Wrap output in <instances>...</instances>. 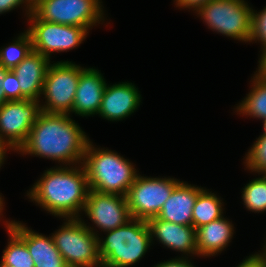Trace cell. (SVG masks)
Here are the masks:
<instances>
[{
    "instance_id": "obj_1",
    "label": "cell",
    "mask_w": 266,
    "mask_h": 267,
    "mask_svg": "<svg viewBox=\"0 0 266 267\" xmlns=\"http://www.w3.org/2000/svg\"><path fill=\"white\" fill-rule=\"evenodd\" d=\"M84 133L68 114L42 111L18 150L68 164L83 163L89 142Z\"/></svg>"
},
{
    "instance_id": "obj_2",
    "label": "cell",
    "mask_w": 266,
    "mask_h": 267,
    "mask_svg": "<svg viewBox=\"0 0 266 267\" xmlns=\"http://www.w3.org/2000/svg\"><path fill=\"white\" fill-rule=\"evenodd\" d=\"M81 169H48L28 193L46 211L63 218H78L84 209L89 184L84 166Z\"/></svg>"
},
{
    "instance_id": "obj_3",
    "label": "cell",
    "mask_w": 266,
    "mask_h": 267,
    "mask_svg": "<svg viewBox=\"0 0 266 267\" xmlns=\"http://www.w3.org/2000/svg\"><path fill=\"white\" fill-rule=\"evenodd\" d=\"M82 164L87 174L89 189L101 193L126 196L138 176L129 161L107 149L96 150L90 141Z\"/></svg>"
},
{
    "instance_id": "obj_4",
    "label": "cell",
    "mask_w": 266,
    "mask_h": 267,
    "mask_svg": "<svg viewBox=\"0 0 266 267\" xmlns=\"http://www.w3.org/2000/svg\"><path fill=\"white\" fill-rule=\"evenodd\" d=\"M147 221L131 219L127 224L108 231L102 242L98 240L102 267H128L147 252L152 241Z\"/></svg>"
},
{
    "instance_id": "obj_5",
    "label": "cell",
    "mask_w": 266,
    "mask_h": 267,
    "mask_svg": "<svg viewBox=\"0 0 266 267\" xmlns=\"http://www.w3.org/2000/svg\"><path fill=\"white\" fill-rule=\"evenodd\" d=\"M68 219L65 225L52 235L54 244L68 267H102L98 235L81 219Z\"/></svg>"
},
{
    "instance_id": "obj_6",
    "label": "cell",
    "mask_w": 266,
    "mask_h": 267,
    "mask_svg": "<svg viewBox=\"0 0 266 267\" xmlns=\"http://www.w3.org/2000/svg\"><path fill=\"white\" fill-rule=\"evenodd\" d=\"M197 12L211 29L237 40L249 41L252 9L244 0H210Z\"/></svg>"
},
{
    "instance_id": "obj_7",
    "label": "cell",
    "mask_w": 266,
    "mask_h": 267,
    "mask_svg": "<svg viewBox=\"0 0 266 267\" xmlns=\"http://www.w3.org/2000/svg\"><path fill=\"white\" fill-rule=\"evenodd\" d=\"M84 69L69 61L49 65L42 90L47 99L46 105L41 106L43 112L70 114L80 73Z\"/></svg>"
},
{
    "instance_id": "obj_8",
    "label": "cell",
    "mask_w": 266,
    "mask_h": 267,
    "mask_svg": "<svg viewBox=\"0 0 266 267\" xmlns=\"http://www.w3.org/2000/svg\"><path fill=\"white\" fill-rule=\"evenodd\" d=\"M179 183L174 178H147L138 175L126 195L132 218L148 221L157 217Z\"/></svg>"
},
{
    "instance_id": "obj_9",
    "label": "cell",
    "mask_w": 266,
    "mask_h": 267,
    "mask_svg": "<svg viewBox=\"0 0 266 267\" xmlns=\"http://www.w3.org/2000/svg\"><path fill=\"white\" fill-rule=\"evenodd\" d=\"M99 0H42L33 7L41 20L64 25L80 26L87 30L101 21Z\"/></svg>"
},
{
    "instance_id": "obj_10",
    "label": "cell",
    "mask_w": 266,
    "mask_h": 267,
    "mask_svg": "<svg viewBox=\"0 0 266 267\" xmlns=\"http://www.w3.org/2000/svg\"><path fill=\"white\" fill-rule=\"evenodd\" d=\"M30 17L31 26L27 30L33 51L50 59L51 52L67 51L75 48L85 39L87 29L80 26L46 22L39 19L33 12Z\"/></svg>"
},
{
    "instance_id": "obj_11",
    "label": "cell",
    "mask_w": 266,
    "mask_h": 267,
    "mask_svg": "<svg viewBox=\"0 0 266 267\" xmlns=\"http://www.w3.org/2000/svg\"><path fill=\"white\" fill-rule=\"evenodd\" d=\"M41 112L39 100L24 99L5 102L0 106V140L9 149L17 151L26 141Z\"/></svg>"
},
{
    "instance_id": "obj_12",
    "label": "cell",
    "mask_w": 266,
    "mask_h": 267,
    "mask_svg": "<svg viewBox=\"0 0 266 267\" xmlns=\"http://www.w3.org/2000/svg\"><path fill=\"white\" fill-rule=\"evenodd\" d=\"M85 213L98 228L108 232L127 224L132 218L126 196L89 190Z\"/></svg>"
},
{
    "instance_id": "obj_13",
    "label": "cell",
    "mask_w": 266,
    "mask_h": 267,
    "mask_svg": "<svg viewBox=\"0 0 266 267\" xmlns=\"http://www.w3.org/2000/svg\"><path fill=\"white\" fill-rule=\"evenodd\" d=\"M140 96L132 83L106 85L98 114L110 121L122 120L137 109L141 102Z\"/></svg>"
},
{
    "instance_id": "obj_14",
    "label": "cell",
    "mask_w": 266,
    "mask_h": 267,
    "mask_svg": "<svg viewBox=\"0 0 266 267\" xmlns=\"http://www.w3.org/2000/svg\"><path fill=\"white\" fill-rule=\"evenodd\" d=\"M25 244L34 261V267H68L56 248L53 238L29 230L23 224L11 221L8 226Z\"/></svg>"
},
{
    "instance_id": "obj_15",
    "label": "cell",
    "mask_w": 266,
    "mask_h": 267,
    "mask_svg": "<svg viewBox=\"0 0 266 267\" xmlns=\"http://www.w3.org/2000/svg\"><path fill=\"white\" fill-rule=\"evenodd\" d=\"M49 60L41 53L32 50L18 66L12 69L19 81L21 100H39L47 69L50 65Z\"/></svg>"
},
{
    "instance_id": "obj_16",
    "label": "cell",
    "mask_w": 266,
    "mask_h": 267,
    "mask_svg": "<svg viewBox=\"0 0 266 267\" xmlns=\"http://www.w3.org/2000/svg\"><path fill=\"white\" fill-rule=\"evenodd\" d=\"M105 87L106 82L98 70L93 68L84 69L80 73L71 112L80 116L97 114Z\"/></svg>"
},
{
    "instance_id": "obj_17",
    "label": "cell",
    "mask_w": 266,
    "mask_h": 267,
    "mask_svg": "<svg viewBox=\"0 0 266 267\" xmlns=\"http://www.w3.org/2000/svg\"><path fill=\"white\" fill-rule=\"evenodd\" d=\"M147 223L151 237H157L168 248L197 254L196 229L193 226L175 224L158 217L149 219Z\"/></svg>"
},
{
    "instance_id": "obj_18",
    "label": "cell",
    "mask_w": 266,
    "mask_h": 267,
    "mask_svg": "<svg viewBox=\"0 0 266 267\" xmlns=\"http://www.w3.org/2000/svg\"><path fill=\"white\" fill-rule=\"evenodd\" d=\"M203 188L180 182L164 203L158 218L179 225L193 226V207Z\"/></svg>"
},
{
    "instance_id": "obj_19",
    "label": "cell",
    "mask_w": 266,
    "mask_h": 267,
    "mask_svg": "<svg viewBox=\"0 0 266 267\" xmlns=\"http://www.w3.org/2000/svg\"><path fill=\"white\" fill-rule=\"evenodd\" d=\"M233 231V226L223 216L197 228V255L210 256L222 251L230 242Z\"/></svg>"
},
{
    "instance_id": "obj_20",
    "label": "cell",
    "mask_w": 266,
    "mask_h": 267,
    "mask_svg": "<svg viewBox=\"0 0 266 267\" xmlns=\"http://www.w3.org/2000/svg\"><path fill=\"white\" fill-rule=\"evenodd\" d=\"M222 213L221 200L214 193H209L203 189L198 194L193 207V227L197 229L208 224L222 217Z\"/></svg>"
},
{
    "instance_id": "obj_21",
    "label": "cell",
    "mask_w": 266,
    "mask_h": 267,
    "mask_svg": "<svg viewBox=\"0 0 266 267\" xmlns=\"http://www.w3.org/2000/svg\"><path fill=\"white\" fill-rule=\"evenodd\" d=\"M253 88L237 107V112L257 118H266V81L258 74L253 77Z\"/></svg>"
},
{
    "instance_id": "obj_22",
    "label": "cell",
    "mask_w": 266,
    "mask_h": 267,
    "mask_svg": "<svg viewBox=\"0 0 266 267\" xmlns=\"http://www.w3.org/2000/svg\"><path fill=\"white\" fill-rule=\"evenodd\" d=\"M10 242L3 250L2 262L12 267H34V261L26 247V244L8 227Z\"/></svg>"
},
{
    "instance_id": "obj_23",
    "label": "cell",
    "mask_w": 266,
    "mask_h": 267,
    "mask_svg": "<svg viewBox=\"0 0 266 267\" xmlns=\"http://www.w3.org/2000/svg\"><path fill=\"white\" fill-rule=\"evenodd\" d=\"M33 50L31 37L26 31L6 48L0 50V65L7 69H13L23 61L28 54Z\"/></svg>"
},
{
    "instance_id": "obj_24",
    "label": "cell",
    "mask_w": 266,
    "mask_h": 267,
    "mask_svg": "<svg viewBox=\"0 0 266 267\" xmlns=\"http://www.w3.org/2000/svg\"><path fill=\"white\" fill-rule=\"evenodd\" d=\"M242 199L250 211H266V174L253 179L243 188Z\"/></svg>"
},
{
    "instance_id": "obj_25",
    "label": "cell",
    "mask_w": 266,
    "mask_h": 267,
    "mask_svg": "<svg viewBox=\"0 0 266 267\" xmlns=\"http://www.w3.org/2000/svg\"><path fill=\"white\" fill-rule=\"evenodd\" d=\"M246 166L252 171L266 174V137L260 136L249 150Z\"/></svg>"
},
{
    "instance_id": "obj_26",
    "label": "cell",
    "mask_w": 266,
    "mask_h": 267,
    "mask_svg": "<svg viewBox=\"0 0 266 267\" xmlns=\"http://www.w3.org/2000/svg\"><path fill=\"white\" fill-rule=\"evenodd\" d=\"M259 40L263 45V54H266V8L259 13L252 9L251 36L249 41Z\"/></svg>"
},
{
    "instance_id": "obj_27",
    "label": "cell",
    "mask_w": 266,
    "mask_h": 267,
    "mask_svg": "<svg viewBox=\"0 0 266 267\" xmlns=\"http://www.w3.org/2000/svg\"><path fill=\"white\" fill-rule=\"evenodd\" d=\"M1 89L8 101L21 100V89L15 73L9 69L2 82Z\"/></svg>"
},
{
    "instance_id": "obj_28",
    "label": "cell",
    "mask_w": 266,
    "mask_h": 267,
    "mask_svg": "<svg viewBox=\"0 0 266 267\" xmlns=\"http://www.w3.org/2000/svg\"><path fill=\"white\" fill-rule=\"evenodd\" d=\"M24 2L26 4L28 3L27 15H30L33 12V7L29 4L28 0H0V14L7 11H11L13 8L15 9V7L19 6L20 4H23Z\"/></svg>"
},
{
    "instance_id": "obj_29",
    "label": "cell",
    "mask_w": 266,
    "mask_h": 267,
    "mask_svg": "<svg viewBox=\"0 0 266 267\" xmlns=\"http://www.w3.org/2000/svg\"><path fill=\"white\" fill-rule=\"evenodd\" d=\"M238 267H266V263L261 254H254L245 259Z\"/></svg>"
},
{
    "instance_id": "obj_30",
    "label": "cell",
    "mask_w": 266,
    "mask_h": 267,
    "mask_svg": "<svg viewBox=\"0 0 266 267\" xmlns=\"http://www.w3.org/2000/svg\"><path fill=\"white\" fill-rule=\"evenodd\" d=\"M210 0H176L177 6L182 8H195L194 10H198Z\"/></svg>"
},
{
    "instance_id": "obj_31",
    "label": "cell",
    "mask_w": 266,
    "mask_h": 267,
    "mask_svg": "<svg viewBox=\"0 0 266 267\" xmlns=\"http://www.w3.org/2000/svg\"><path fill=\"white\" fill-rule=\"evenodd\" d=\"M155 267H193L186 259H172L170 261L162 262Z\"/></svg>"
},
{
    "instance_id": "obj_32",
    "label": "cell",
    "mask_w": 266,
    "mask_h": 267,
    "mask_svg": "<svg viewBox=\"0 0 266 267\" xmlns=\"http://www.w3.org/2000/svg\"><path fill=\"white\" fill-rule=\"evenodd\" d=\"M9 69L5 68L4 66L0 65V106L3 105L5 102H7L8 100L6 99L5 95H4V92L3 90L1 89L2 87V82H3V79L6 75V72L8 71Z\"/></svg>"
},
{
    "instance_id": "obj_33",
    "label": "cell",
    "mask_w": 266,
    "mask_h": 267,
    "mask_svg": "<svg viewBox=\"0 0 266 267\" xmlns=\"http://www.w3.org/2000/svg\"><path fill=\"white\" fill-rule=\"evenodd\" d=\"M259 69H258V75L266 81V54H262L260 59Z\"/></svg>"
},
{
    "instance_id": "obj_34",
    "label": "cell",
    "mask_w": 266,
    "mask_h": 267,
    "mask_svg": "<svg viewBox=\"0 0 266 267\" xmlns=\"http://www.w3.org/2000/svg\"><path fill=\"white\" fill-rule=\"evenodd\" d=\"M6 145L0 140V166L4 161L5 153H6Z\"/></svg>"
},
{
    "instance_id": "obj_35",
    "label": "cell",
    "mask_w": 266,
    "mask_h": 267,
    "mask_svg": "<svg viewBox=\"0 0 266 267\" xmlns=\"http://www.w3.org/2000/svg\"><path fill=\"white\" fill-rule=\"evenodd\" d=\"M29 1V4L32 6V7H34V6H36L40 1H42V0H28Z\"/></svg>"
},
{
    "instance_id": "obj_36",
    "label": "cell",
    "mask_w": 266,
    "mask_h": 267,
    "mask_svg": "<svg viewBox=\"0 0 266 267\" xmlns=\"http://www.w3.org/2000/svg\"><path fill=\"white\" fill-rule=\"evenodd\" d=\"M263 122H264V133L261 135V136H265L266 137V118L263 119Z\"/></svg>"
},
{
    "instance_id": "obj_37",
    "label": "cell",
    "mask_w": 266,
    "mask_h": 267,
    "mask_svg": "<svg viewBox=\"0 0 266 267\" xmlns=\"http://www.w3.org/2000/svg\"><path fill=\"white\" fill-rule=\"evenodd\" d=\"M1 196V195H0ZM3 200L2 198L0 197V213L2 212L1 210L3 209Z\"/></svg>"
},
{
    "instance_id": "obj_38",
    "label": "cell",
    "mask_w": 266,
    "mask_h": 267,
    "mask_svg": "<svg viewBox=\"0 0 266 267\" xmlns=\"http://www.w3.org/2000/svg\"><path fill=\"white\" fill-rule=\"evenodd\" d=\"M265 246H266V245H265ZM264 250H265V252L261 253V255L264 257V259H265V263H266V247H264Z\"/></svg>"
},
{
    "instance_id": "obj_39",
    "label": "cell",
    "mask_w": 266,
    "mask_h": 267,
    "mask_svg": "<svg viewBox=\"0 0 266 267\" xmlns=\"http://www.w3.org/2000/svg\"><path fill=\"white\" fill-rule=\"evenodd\" d=\"M0 267H12V266H9V265H7V264H5V263H3V262L1 261Z\"/></svg>"
}]
</instances>
